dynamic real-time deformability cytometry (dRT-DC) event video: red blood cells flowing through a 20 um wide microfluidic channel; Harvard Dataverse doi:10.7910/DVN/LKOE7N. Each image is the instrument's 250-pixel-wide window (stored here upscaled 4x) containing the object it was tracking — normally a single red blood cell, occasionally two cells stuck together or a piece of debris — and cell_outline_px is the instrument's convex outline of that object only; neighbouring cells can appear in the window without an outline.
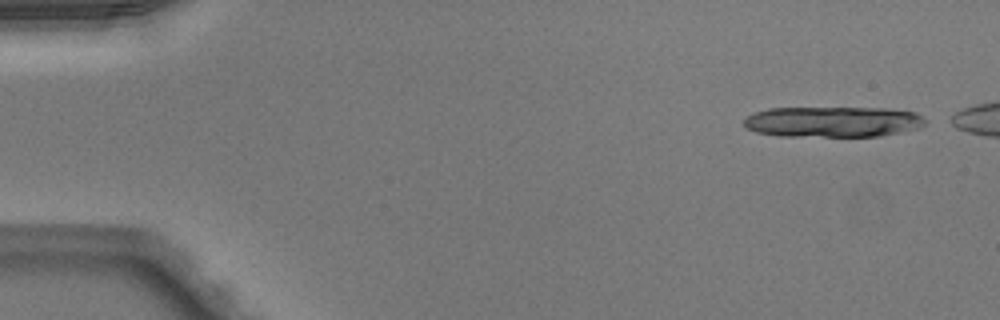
{"species": "Egyptian fruit bat (a non-hibernating species)", "species_latin": "Rousettus aegyptiacus", "temperature_condition": "warm", "stored_images_in_passage": 14, "camera_frame_rate_fps": 3000, "um_per_image_px": 0.085, "animal": {"sex": "male"}, "frame": {"image": 1, "passage_image": 3, "time_ms": 0.667, "image_size_px": [1000, 320], "cell_outline_px": [[928, 120], [920, 128], [880, 136], [780, 136], [756, 132], [744, 128], [744, 120], [748, 116], [756, 112], [768, 108], [884, 108], [916, 112]], "centroid_in_image_um": [70.81, 10.35], "position_along_channel_um": 14.2, "area_um2": 32.54}}